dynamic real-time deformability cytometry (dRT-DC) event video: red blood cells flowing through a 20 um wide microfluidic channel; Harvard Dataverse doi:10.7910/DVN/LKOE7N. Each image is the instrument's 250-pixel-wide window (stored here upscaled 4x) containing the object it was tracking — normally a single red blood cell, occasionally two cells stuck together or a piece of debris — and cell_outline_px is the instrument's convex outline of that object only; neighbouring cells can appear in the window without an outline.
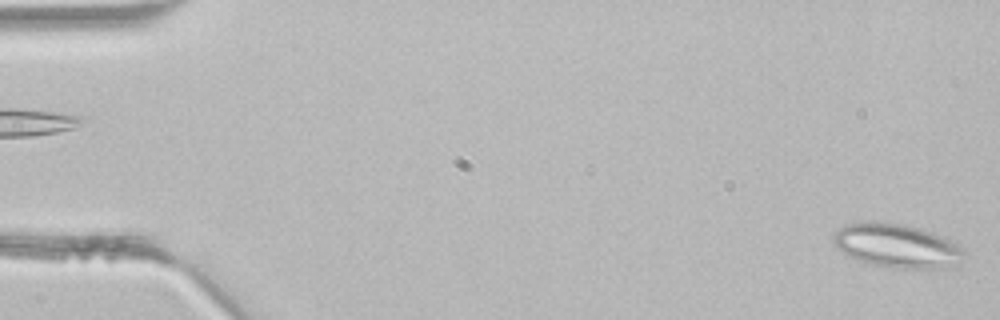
{"species": "common noctule bat (a hibernating species)", "species_latin": "Nyctalus noctula", "temperature_condition": "room temperature", "stored_images_in_passage": 3, "camera_frame_rate_fps": 3000, "um_per_image_px": 0.085, "animal": {"sex": "male", "body_mass_g": 21.5, "forearm_length_mm": 52.0}, "frame": {"image": 1, "passage_image": 1, "time_ms": 0.0, "image_size_px": [1000, 320], "cell_outline_px": [[964, 252], [956, 268], [904, 268], [872, 264], [848, 256], [840, 252], [832, 244], [832, 236], [836, 228], [844, 224], [868, 220], [876, 220], [904, 224], [920, 228], [932, 232], [952, 240], [964, 248]], "centroid_in_image_um": [76.19, 20.86], "position_along_channel_um": 8.8, "area_um2": 34.1}}